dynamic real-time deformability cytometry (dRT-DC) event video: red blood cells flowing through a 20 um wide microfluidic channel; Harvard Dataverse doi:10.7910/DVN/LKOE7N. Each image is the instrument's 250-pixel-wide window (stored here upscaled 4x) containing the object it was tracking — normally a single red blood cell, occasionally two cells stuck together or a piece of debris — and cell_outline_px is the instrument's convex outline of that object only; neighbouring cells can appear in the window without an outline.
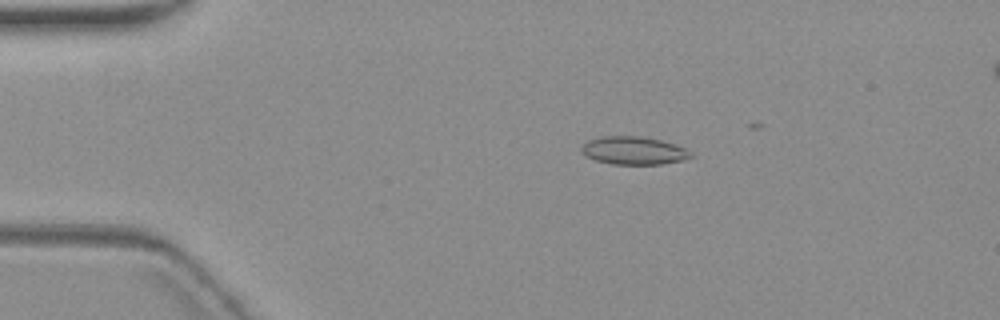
{"species": "common noctule bat (a hibernating species)", "species_latin": "Nyctalus noctula", "temperature_condition": "warm", "stored_images_in_passage": 6, "camera_frame_rate_fps": 3000, "um_per_image_px": 0.085, "animal": {"sex": "female", "body_mass_g": 19.3, "forearm_length_mm": 54.1}, "frame": {"image": 1, "passage_image": 3, "time_ms": 2.333, "image_size_px": [1000, 320], "cell_outline_px": [[696, 156], [684, 160], [660, 164], [612, 164], [596, 160], [584, 156], [580, 152], [580, 148], [588, 140], [600, 136], [640, 136], [660, 140], [688, 148]], "centroid_in_image_um": [53.88, 12.8], "position_along_channel_um": 31.1, "area_um2": 18.09}}
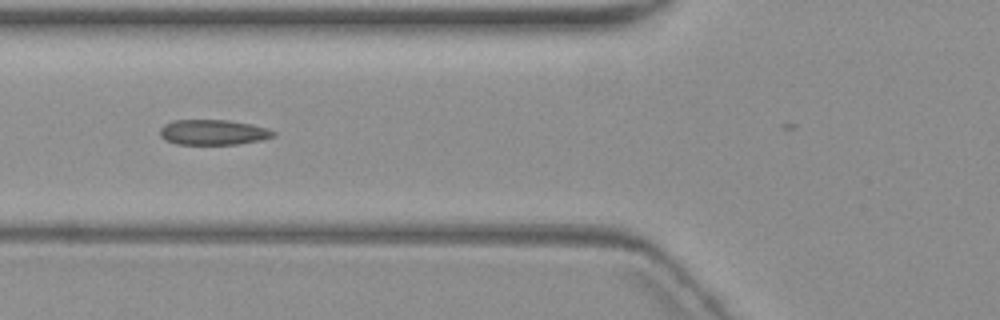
{"frame": {"image": 2, "passage_image": 6, "time_ms": 6.0, "image_size_px": [1000, 320], "cell_outline_px": [[276, 136], [260, 140], [236, 144], [176, 144], [164, 140], [160, 136], [160, 128], [164, 124], [176, 120], [224, 120], [248, 124], [268, 128], [276, 132]], "centroid_in_image_um": [18.1, 11.25], "position_along_channel_um": 107.7, "area_um2": 16.59}}